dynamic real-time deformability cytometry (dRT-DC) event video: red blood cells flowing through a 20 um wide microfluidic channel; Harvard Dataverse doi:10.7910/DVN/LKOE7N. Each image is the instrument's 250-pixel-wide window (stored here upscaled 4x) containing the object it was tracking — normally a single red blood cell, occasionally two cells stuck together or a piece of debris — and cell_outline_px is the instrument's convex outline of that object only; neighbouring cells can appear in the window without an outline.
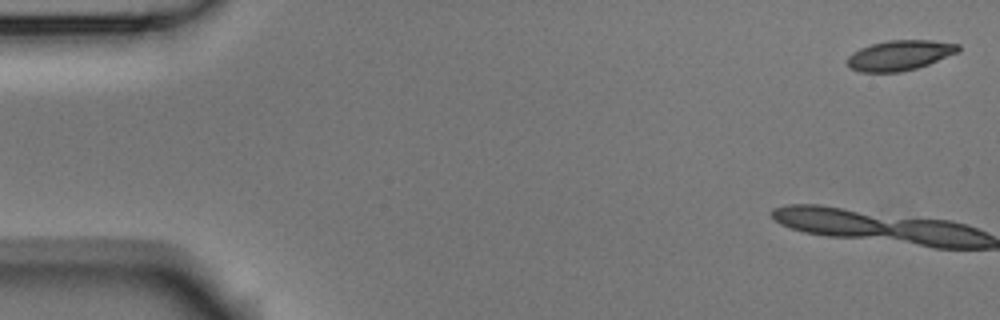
{"species": "Egyptian fruit bat (a non-hibernating species)", "species_latin": "Rousettus aegyptiacus", "temperature_condition": "room temperature", "stored_images_in_passage": 5, "camera_frame_rate_fps": 3000, "um_per_image_px": 0.085, "animal": {"sex": "male"}, "frame": {"image": 1, "passage_image": 1, "time_ms": 0.0, "image_size_px": [1000, 320], "cell_outline_px": [[960, 48], [956, 52], [928, 64], [916, 68], [900, 72], [860, 72], [852, 68], [844, 60], [852, 52], [860, 48], [872, 44], [888, 40], [932, 40], [960, 44]], "centroid_in_image_um": [76.43, 4.69], "position_along_channel_um": 8.6, "area_um2": 19.36}}